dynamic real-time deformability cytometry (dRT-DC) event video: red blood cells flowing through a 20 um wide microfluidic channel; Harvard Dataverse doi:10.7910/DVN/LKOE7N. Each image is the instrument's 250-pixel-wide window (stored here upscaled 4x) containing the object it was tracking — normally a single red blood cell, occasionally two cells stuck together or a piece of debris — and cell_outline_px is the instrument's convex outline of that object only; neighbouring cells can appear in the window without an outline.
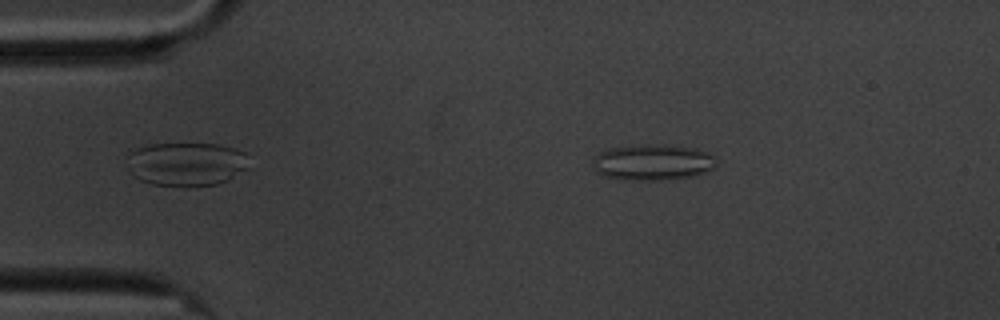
{"species": "common noctule bat (a hibernating species)", "species_latin": "Nyctalus noctula", "temperature_condition": "cold", "stored_images_in_passage": 52, "camera_frame_rate_fps": 3000, "um_per_image_px": 0.085, "animal": {"sex": "male", "body_mass_g": 20.1, "forearm_length_mm": 53.5}, "frame": {"image": 1, "passage_image": 4, "time_ms": 1.0, "image_size_px": [1000, 320], "cell_outline_px": [[716, 168], [704, 172], [688, 176], [656, 180], [628, 180], [604, 176], [596, 172], [592, 168], [592, 156], [608, 148], [644, 144], [664, 144], [696, 148], [712, 156]], "centroid_in_image_um": [55.38, 13.78], "position_along_channel_um": 29.6, "area_um2": 25.89}}
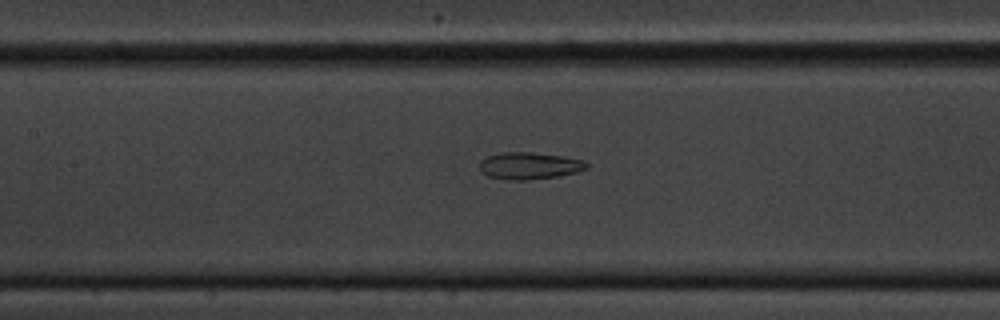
{"frame": {"image": 2, "passage_image": 20, "time_ms": 6.333, "image_size_px": [1000, 320], "cell_outline_px": [[588, 168], [576, 172], [556, 176], [528, 180], [512, 180], [488, 176], [480, 172], [480, 160], [488, 156], [500, 152], [528, 152], [564, 156], [584, 160], [588, 164]], "centroid_in_image_um": [44.98, 14.08], "position_along_channel_um": 162.4, "area_um2": 16.82}}
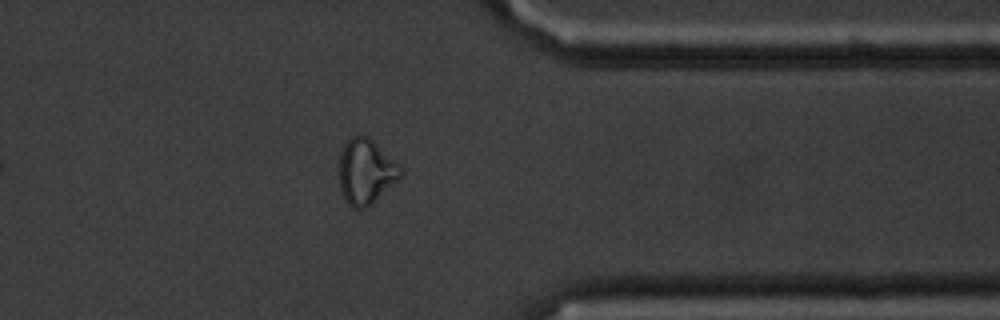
{"frame": {"image": 3, "passage_image": 40, "time_ms": 13.0, "image_size_px": [1000, 320], "cell_outline_px": [[404, 172], [368, 208], [352, 208], [348, 204], [340, 192], [340, 152], [344, 144], [352, 136], [368, 136], [400, 164], [404, 168]], "centroid_in_image_um": [31.1, 14.59], "position_along_channel_um": 380.3, "area_um2": 23.29}, "authors_computed_cell_mechanics": {"area_um2": 19.4786, "velocity_mm_per_s": 3.4066, "shape_relaxation_time_tau1_ms": null, "shape_relaxation_time_tau2_ms": 3.1421, "deformation_change_tau1": null, "deformation_change_tau2": 0.11}}